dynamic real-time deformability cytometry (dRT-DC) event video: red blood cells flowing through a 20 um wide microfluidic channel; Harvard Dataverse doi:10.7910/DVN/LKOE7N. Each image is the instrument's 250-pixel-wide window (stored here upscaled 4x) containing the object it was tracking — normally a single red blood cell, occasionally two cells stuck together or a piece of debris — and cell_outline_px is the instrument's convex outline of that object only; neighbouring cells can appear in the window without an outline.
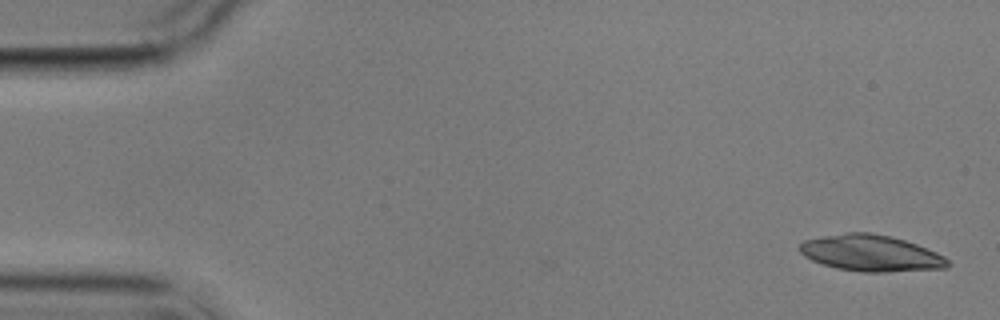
{"species": "common noctule bat (a hibernating species)", "species_latin": "Nyctalus noctula", "temperature_condition": "cold", "stored_images_in_passage": 4, "camera_frame_rate_fps": 3000, "um_per_image_px": 0.085, "animal": {"sex": "male", "body_mass_g": 17.9}, "frame": {"image": 1, "passage_image": 1, "time_ms": 0.0, "image_size_px": [1000, 320], "cell_outline_px": [[952, 264], [948, 268], [888, 272], [860, 272], [836, 268], [812, 260], [804, 256], [800, 252], [800, 244], [804, 240], [820, 236], [844, 232], [868, 232], [892, 236], [916, 244], [936, 252], [944, 256]], "centroid_in_image_um": [74.04, 21.52], "position_along_channel_um": 11.0, "area_um2": 31.56}}